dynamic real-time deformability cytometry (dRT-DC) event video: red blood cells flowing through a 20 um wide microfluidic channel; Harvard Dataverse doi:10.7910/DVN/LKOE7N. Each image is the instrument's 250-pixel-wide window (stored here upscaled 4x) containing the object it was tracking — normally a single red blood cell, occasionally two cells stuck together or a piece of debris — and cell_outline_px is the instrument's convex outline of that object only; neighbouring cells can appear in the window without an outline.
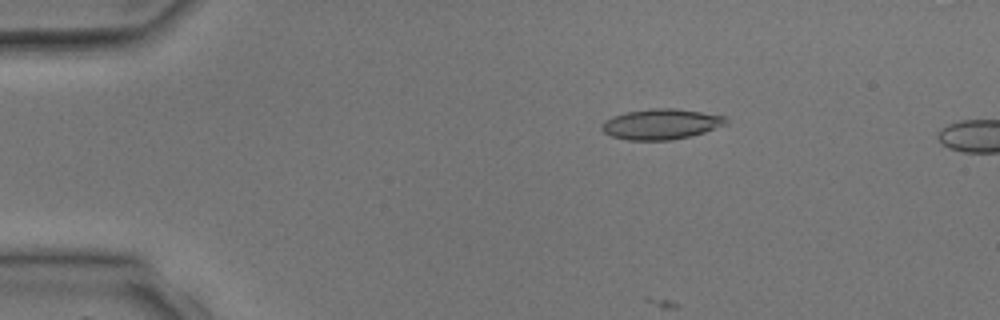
{"species": "common noctule bat (a hibernating species)", "species_latin": "Nyctalus noctula", "temperature_condition": "room temperature", "stored_images_in_passage": 5, "camera_frame_rate_fps": 3000, "um_per_image_px": 0.085, "animal": {"sex": "male", "body_mass_g": 17.9, "forearm_length_mm": 54.2}, "frame": {"image": 1, "passage_image": 3, "time_ms": 2.333, "image_size_px": [1000, 320], "cell_outline_px": [[728, 124], [704, 132], [672, 140], [628, 140], [612, 136], [604, 132], [600, 128], [600, 124], [604, 120], [612, 116], [628, 112], [652, 108], [676, 108], [728, 116]], "centroid_in_image_um": [56.2, 10.54], "position_along_channel_um": 28.8, "area_um2": 22.2}}